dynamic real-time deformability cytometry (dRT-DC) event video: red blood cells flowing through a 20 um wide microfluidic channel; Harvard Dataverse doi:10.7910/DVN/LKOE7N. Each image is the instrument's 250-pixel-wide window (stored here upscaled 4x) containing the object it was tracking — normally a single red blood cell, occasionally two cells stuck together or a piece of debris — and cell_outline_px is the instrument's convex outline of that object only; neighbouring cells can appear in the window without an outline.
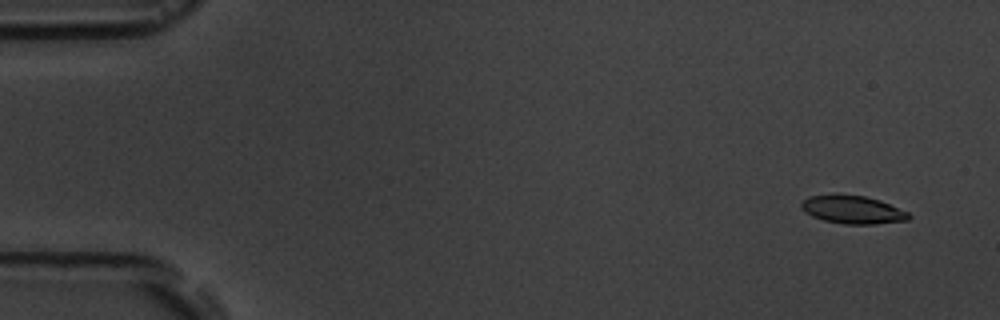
{"species": "common noctule bat (a hibernating species)", "species_latin": "Nyctalus noctula", "temperature_condition": "room temperature", "stored_images_in_passage": 7, "camera_frame_rate_fps": 3000, "um_per_image_px": 0.085, "animal": {"sex": "male", "body_mass_g": 19.5, "forearm_length_mm": 54.6}, "frame": {"image": 1, "passage_image": 2, "time_ms": 1.0, "image_size_px": [1000, 320], "cell_outline_px": [[912, 216], [908, 220], [876, 224], [844, 224], [824, 220], [812, 216], [804, 212], [800, 208], [800, 204], [808, 196], [836, 192], [864, 196], [880, 200], [908, 212]], "centroid_in_image_um": [72.43, 17.79], "position_along_channel_um": 12.6, "area_um2": 18.03}}
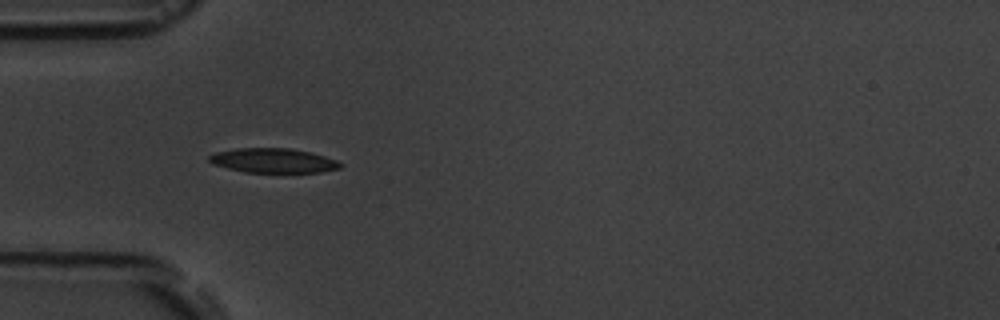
{"frame": {"image": 2, "passage_image": 6, "time_ms": 5.667, "image_size_px": [1000, 320], "cell_outline_px": [[344, 164], [340, 168], [320, 172], [244, 172], [212, 164], [208, 160], [208, 156], [216, 152], [240, 148], [292, 148], [312, 152], [336, 160]], "centroid_in_image_um": [23.24, 13.64], "position_along_channel_um": 61.8, "area_um2": 18.73}}
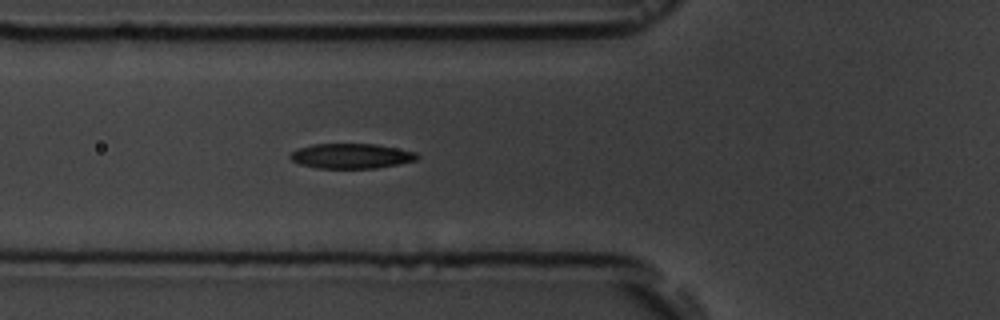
{"frame": {"image": 3, "passage_image": 7, "time_ms": 6.667, "image_size_px": [1000, 320], "cell_outline_px": [[420, 156], [416, 160], [400, 164], [376, 168], [316, 168], [300, 164], [292, 160], [288, 156], [296, 148], [312, 144], [376, 144], [416, 152]], "centroid_in_image_um": [29.85, 13.26], "position_along_channel_um": 96.0, "area_um2": 18.55}}